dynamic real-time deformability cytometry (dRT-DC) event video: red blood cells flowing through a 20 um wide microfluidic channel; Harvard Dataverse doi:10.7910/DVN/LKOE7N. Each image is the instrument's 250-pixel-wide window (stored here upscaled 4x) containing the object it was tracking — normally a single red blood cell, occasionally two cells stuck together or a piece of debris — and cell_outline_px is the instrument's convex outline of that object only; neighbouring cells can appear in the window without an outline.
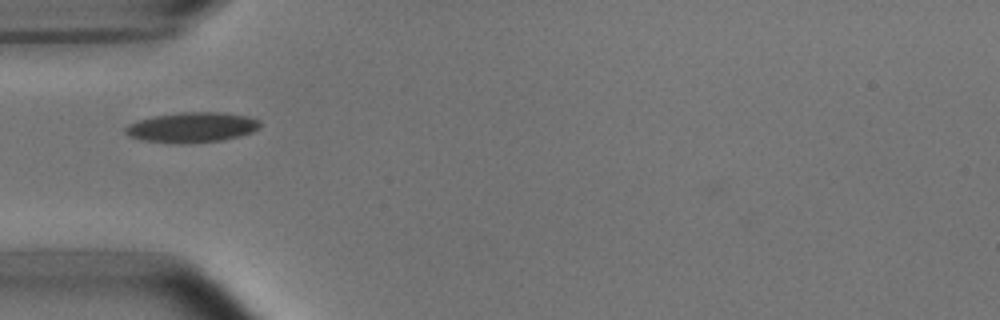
{"species": "common noctule bat (a hibernating species)", "species_latin": "Nyctalus noctula", "temperature_condition": "room temperature", "stored_images_in_passage": 38, "camera_frame_rate_fps": 3000, "um_per_image_px": 0.085, "animal": {"sex": "male", "body_mass_g": 15.6}, "frame": {"image": 1, "passage_image": 1, "time_ms": 0.0, "image_size_px": [1000, 320], "cell_outline_px": [[260, 128], [252, 132], [240, 136], [220, 140], [184, 144], [180, 144], [140, 140], [128, 136], [124, 132], [124, 128], [128, 124], [140, 120], [156, 116], [180, 112], [220, 112], [248, 116], [260, 120]], "centroid_in_image_um": [16.31, 10.83], "position_along_channel_um": 68.7, "area_um2": 23.76}}
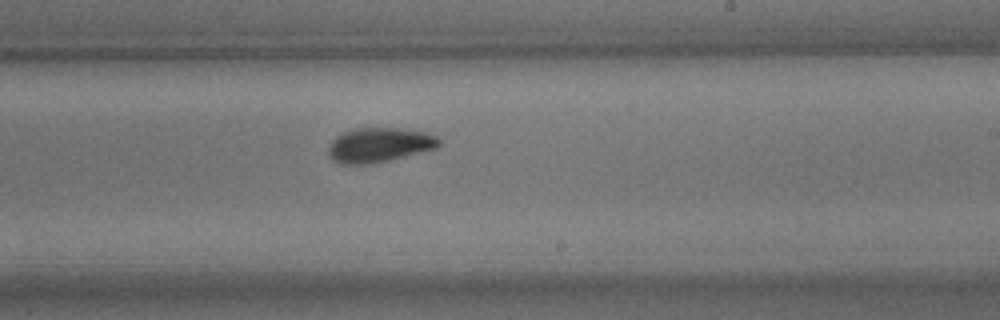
{"frame": {"image": 2, "passage_image": 16, "time_ms": 5.0, "image_size_px": [1000, 320], "cell_outline_px": [[440, 144], [436, 148], [388, 160], [368, 164], [340, 164], [332, 160], [328, 156], [328, 144], [336, 136], [344, 132], [356, 128], [400, 128], [428, 132], [436, 136], [440, 140]], "centroid_in_image_um": [32.2, 12.31], "position_along_channel_um": 256.8, "area_um2": 22.31}}
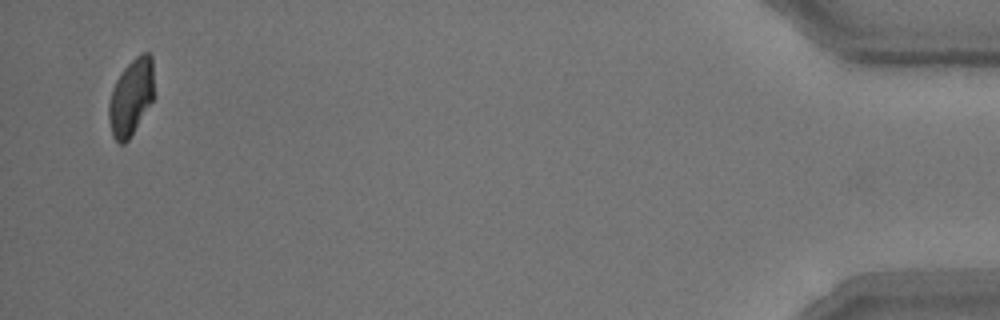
{"frame": {"image": 3, "passage_image": 36, "time_ms": 11.667, "image_size_px": [1000, 320], "cell_outline_px": [[156, 96], [128, 140], [124, 144], [120, 144], [112, 136], [108, 120], [108, 104], [112, 88], [116, 80], [124, 68], [140, 52], [148, 52], [152, 56]], "centroid_in_image_um": [11.17, 8.23], "position_along_channel_um": 424.0, "area_um2": 20.75}}